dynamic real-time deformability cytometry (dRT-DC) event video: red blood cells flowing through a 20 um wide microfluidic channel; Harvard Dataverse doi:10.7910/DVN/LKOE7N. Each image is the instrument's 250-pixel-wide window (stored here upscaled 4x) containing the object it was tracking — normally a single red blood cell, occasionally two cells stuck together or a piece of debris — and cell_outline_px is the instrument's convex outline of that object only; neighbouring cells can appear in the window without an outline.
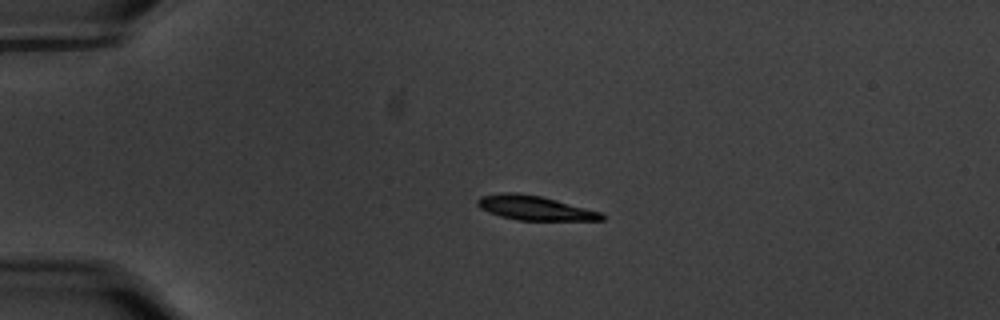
{"species": "common noctule bat (a hibernating species)", "species_latin": "Nyctalus noctula", "temperature_condition": "warm", "stored_images_in_passage": 45, "camera_frame_rate_fps": 3000, "um_per_image_px": 0.085, "animal": {"sex": "male", "body_mass_g": 20.1, "forearm_length_mm": 53.5}, "frame": {"image": 1, "passage_image": 1, "time_ms": 0.0, "image_size_px": [1000, 320], "cell_outline_px": [[604, 220], [516, 220], [500, 216], [488, 212], [480, 208], [476, 204], [476, 200], [480, 196], [500, 192], [516, 192], [540, 196], [604, 212]], "centroid_in_image_um": [45.43, 17.67], "position_along_channel_um": 39.6, "area_um2": 17.8}}
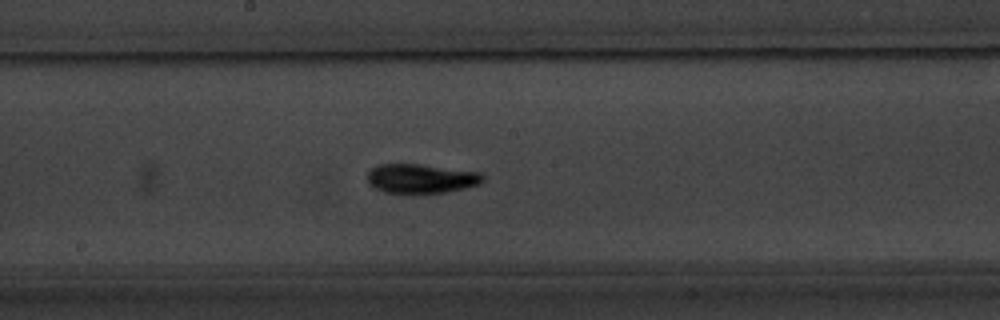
{"frame": {"image": 2, "passage_image": 19, "time_ms": 6.0, "image_size_px": [1000, 320], "cell_outline_px": [[484, 180], [480, 184], [448, 192], [384, 192], [368, 184], [368, 172], [372, 168], [380, 164], [420, 164], [480, 172], [484, 176]], "centroid_in_image_um": [35.81, 15.16], "position_along_channel_um": 212.4, "area_um2": 19.48}}
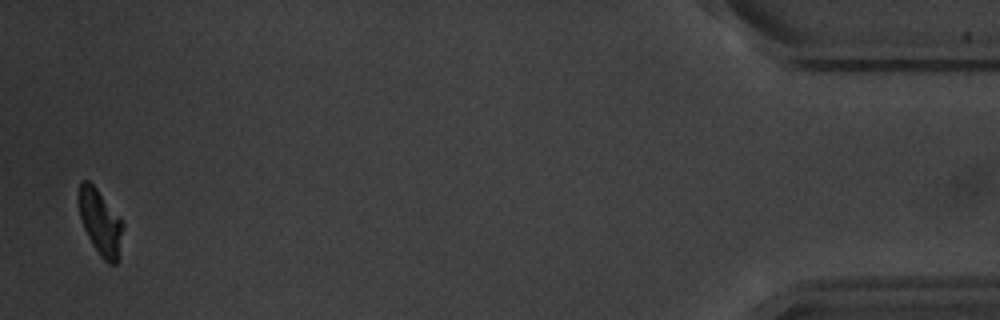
{"frame": {"image": 3, "passage_image": 44, "time_ms": 14.333, "image_size_px": [1000, 320], "cell_outline_px": [[124, 224], [116, 264], [108, 264], [100, 256], [88, 236], [84, 228], [80, 216], [80, 180], [88, 180], [96, 188], [120, 216]], "centroid_in_image_um": [8.55, 18.9], "position_along_channel_um": 426.6, "area_um2": 16.42}, "authors_computed_cell_mechanics": {"area_um2": 18.6116, "velocity_mm_per_s": 3.5322, "shape_relaxation_time_tau1_ms": 1.7815, "shape_relaxation_time_tau2_ms": 2.7517, "deformation_change_tau1": 0.1573, "deformation_change_tau2": 0.0874}}